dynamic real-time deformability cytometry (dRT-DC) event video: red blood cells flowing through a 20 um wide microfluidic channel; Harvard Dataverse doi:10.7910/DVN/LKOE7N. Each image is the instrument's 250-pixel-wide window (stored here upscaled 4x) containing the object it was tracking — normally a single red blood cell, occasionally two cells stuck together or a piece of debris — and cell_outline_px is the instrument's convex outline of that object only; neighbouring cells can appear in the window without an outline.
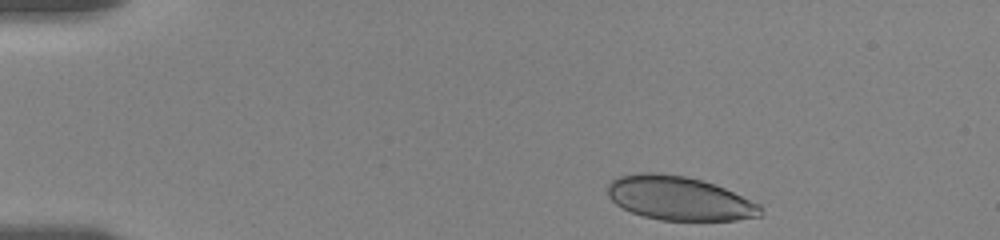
{"species": "human", "species_latin": "Homo sapiens", "temperature_condition": "room temperature", "stored_images_in_passage": 7, "camera_frame_rate_fps": 3000, "um_per_image_px": 0.085, "donor": {"sex": "female"}, "frame": {"image": 1, "passage_image": 1, "time_ms": 0.0, "image_size_px": [1000, 240], "cell_outline_px": [[760, 216], [736, 220], [660, 220], [644, 216], [632, 212], [616, 204], [608, 196], [608, 184], [612, 180], [620, 176], [640, 172], [656, 172], [684, 176], [716, 184], [760, 204]], "centroid_in_image_um": [57.72, 16.85], "position_along_channel_um": 27.3, "area_um2": 38.9}}
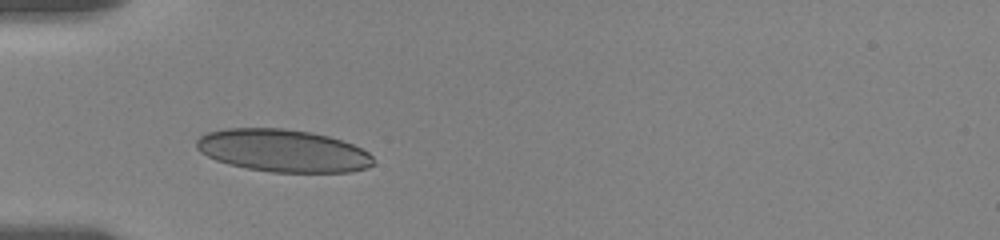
{"frame": {"image": 2, "passage_image": 6, "time_ms": 3.0, "image_size_px": [1000, 240], "cell_outline_px": [[376, 164], [368, 168], [352, 172], [272, 172], [248, 168], [228, 164], [216, 160], [200, 152], [196, 148], [196, 140], [204, 132], [228, 128], [284, 128], [312, 132], [328, 136], [352, 144], [368, 152], [372, 156]], "centroid_in_image_um": [24.05, 12.8], "position_along_channel_um": 60.9, "area_um2": 44.1}}
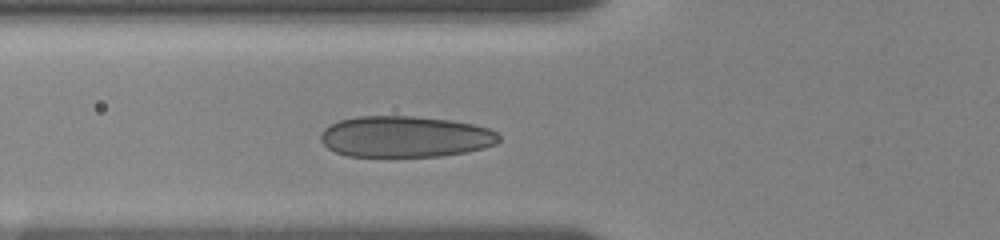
{"frame": {"image": 3, "passage_image": 7, "time_ms": 4.0, "image_size_px": [1000, 240], "cell_outline_px": [[500, 140], [496, 144], [484, 148], [464, 152], [440, 156], [348, 156], [336, 152], [328, 148], [320, 140], [320, 132], [328, 124], [340, 120], [356, 116], [412, 116], [448, 120], [472, 124], [488, 128], [496, 132], [500, 136]], "centroid_in_image_um": [34.4, 11.61], "position_along_channel_um": 91.4, "area_um2": 42.83}}